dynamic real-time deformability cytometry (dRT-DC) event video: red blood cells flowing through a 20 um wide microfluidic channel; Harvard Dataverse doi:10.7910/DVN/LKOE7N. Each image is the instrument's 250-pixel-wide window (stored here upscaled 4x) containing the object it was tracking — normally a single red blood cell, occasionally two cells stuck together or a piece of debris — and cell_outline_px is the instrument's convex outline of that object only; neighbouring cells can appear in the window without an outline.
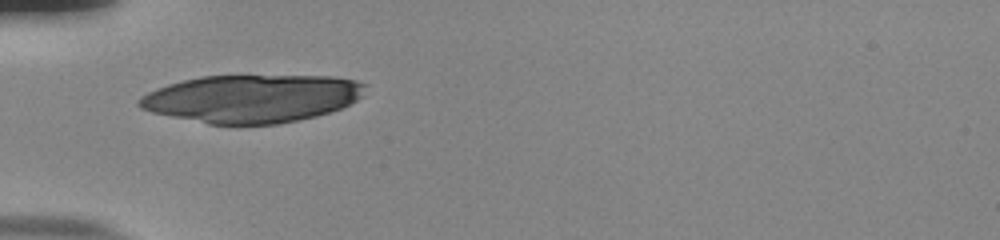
{"species": "human", "species_latin": "Homo sapiens", "temperature_condition": "room temperature", "stored_images_in_passage": 4, "camera_frame_rate_fps": 3000, "um_per_image_px": 0.085, "donor": {"sex": "male"}, "frame": {"image": 1, "passage_image": 1, "time_ms": 0.0, "image_size_px": [1000, 240], "cell_outline_px": [[368, 84], [364, 96], [340, 108], [316, 116], [280, 124], [208, 124], [152, 112], [140, 108], [136, 104], [136, 100], [140, 96], [156, 88], [168, 84], [200, 76], [336, 76], [356, 80]], "centroid_in_image_um": [21.42, 8.37], "position_along_channel_um": 63.6, "area_um2": 63.29}}
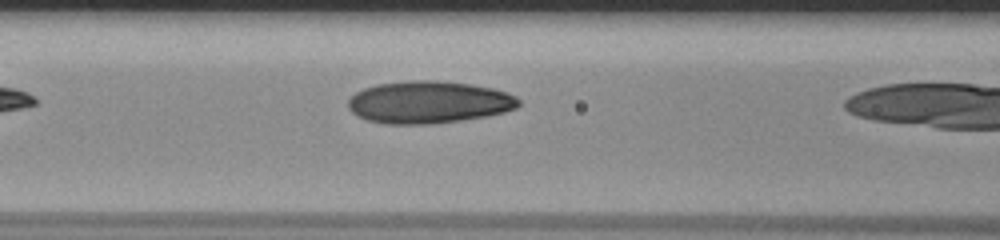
{"frame": {"image": 2, "passage_image": 3, "time_ms": 0.667, "image_size_px": [1000, 240], "cell_outline_px": [[520, 104], [516, 108], [504, 112], [488, 116], [432, 124], [384, 124], [368, 120], [356, 116], [348, 108], [348, 100], [356, 92], [364, 88], [376, 84], [412, 80], [436, 80], [468, 84], [492, 88], [508, 92], [516, 96], [520, 100]], "centroid_in_image_um": [36.44, 8.69], "position_along_channel_um": 130.2, "area_um2": 42.19}}